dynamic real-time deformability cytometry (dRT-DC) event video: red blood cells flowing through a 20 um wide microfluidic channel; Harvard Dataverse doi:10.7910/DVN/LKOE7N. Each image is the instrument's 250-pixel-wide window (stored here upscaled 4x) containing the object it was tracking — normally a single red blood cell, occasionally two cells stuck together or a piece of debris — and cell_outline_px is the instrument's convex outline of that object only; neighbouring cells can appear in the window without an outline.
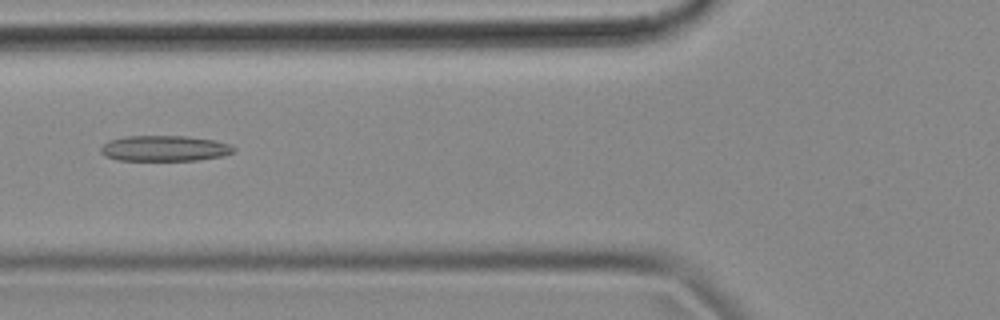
{"species": "common noctule bat (a hibernating species)", "species_latin": "Nyctalus noctula", "temperature_condition": "cold", "stored_images_in_passage": 54, "camera_frame_rate_fps": 3000, "um_per_image_px": 0.085, "animal": {"sex": "female", "body_mass_g": 18.4}, "frame": {"image": 1, "passage_image": 20, "time_ms": 6.333, "image_size_px": [1000, 320], "cell_outline_px": [[236, 152], [224, 156], [196, 160], [116, 160], [104, 156], [100, 152], [100, 148], [108, 140], [124, 136], [184, 136], [216, 140], [228, 144], [236, 148]], "centroid_in_image_um": [13.98, 12.61], "position_along_channel_um": 111.8, "area_um2": 20.06}}
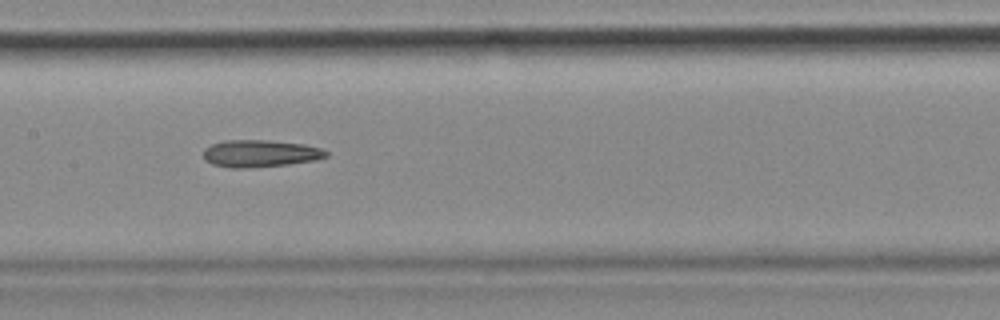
{"frame": {"image": 2, "passage_image": 26, "time_ms": 8.333, "image_size_px": [1000, 320], "cell_outline_px": [[328, 156], [316, 160], [288, 164], [248, 168], [232, 168], [212, 164], [204, 160], [204, 148], [212, 144], [224, 140], [268, 140], [304, 144], [324, 148], [328, 152]], "centroid_in_image_um": [22.13, 13.04], "position_along_channel_um": 185.3, "area_um2": 19.59}}
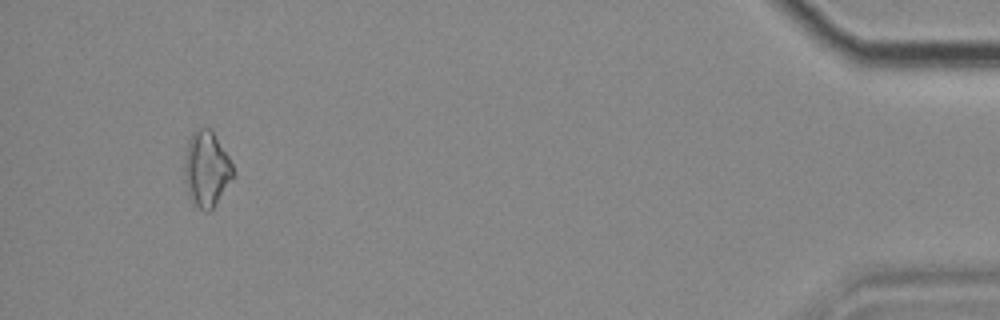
{"frame": {"image": 3, "passage_image": 51, "time_ms": 16.667, "image_size_px": [1000, 320], "cell_outline_px": [[236, 176], [212, 208], [208, 212], [204, 212], [192, 204], [188, 196], [184, 180], [184, 160], [188, 140], [192, 132], [200, 128], [212, 128], [228, 156], [232, 164]], "centroid_in_image_um": [17.55, 14.38], "position_along_channel_um": 417.7, "area_um2": 21.91}}